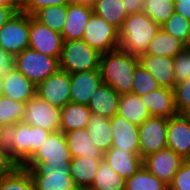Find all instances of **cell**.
Instances as JSON below:
<instances>
[{
	"instance_id": "1",
	"label": "cell",
	"mask_w": 190,
	"mask_h": 190,
	"mask_svg": "<svg viewBox=\"0 0 190 190\" xmlns=\"http://www.w3.org/2000/svg\"><path fill=\"white\" fill-rule=\"evenodd\" d=\"M138 64V56L120 48L103 53L99 66L102 83L119 95L132 93L134 71Z\"/></svg>"
},
{
	"instance_id": "2",
	"label": "cell",
	"mask_w": 190,
	"mask_h": 190,
	"mask_svg": "<svg viewBox=\"0 0 190 190\" xmlns=\"http://www.w3.org/2000/svg\"><path fill=\"white\" fill-rule=\"evenodd\" d=\"M50 133L38 126L18 122L7 128L5 148L18 166H24L39 150Z\"/></svg>"
},
{
	"instance_id": "3",
	"label": "cell",
	"mask_w": 190,
	"mask_h": 190,
	"mask_svg": "<svg viewBox=\"0 0 190 190\" xmlns=\"http://www.w3.org/2000/svg\"><path fill=\"white\" fill-rule=\"evenodd\" d=\"M160 29L161 26L143 11L129 14L119 30V48L140 56Z\"/></svg>"
},
{
	"instance_id": "4",
	"label": "cell",
	"mask_w": 190,
	"mask_h": 190,
	"mask_svg": "<svg viewBox=\"0 0 190 190\" xmlns=\"http://www.w3.org/2000/svg\"><path fill=\"white\" fill-rule=\"evenodd\" d=\"M101 53L89 46L83 39L63 41L59 69L75 73L99 70Z\"/></svg>"
},
{
	"instance_id": "5",
	"label": "cell",
	"mask_w": 190,
	"mask_h": 190,
	"mask_svg": "<svg viewBox=\"0 0 190 190\" xmlns=\"http://www.w3.org/2000/svg\"><path fill=\"white\" fill-rule=\"evenodd\" d=\"M60 57L43 55L28 47L14 56V68L35 86L59 69Z\"/></svg>"
},
{
	"instance_id": "6",
	"label": "cell",
	"mask_w": 190,
	"mask_h": 190,
	"mask_svg": "<svg viewBox=\"0 0 190 190\" xmlns=\"http://www.w3.org/2000/svg\"><path fill=\"white\" fill-rule=\"evenodd\" d=\"M23 167L30 172L34 190H68L75 186L69 166L27 162Z\"/></svg>"
},
{
	"instance_id": "7",
	"label": "cell",
	"mask_w": 190,
	"mask_h": 190,
	"mask_svg": "<svg viewBox=\"0 0 190 190\" xmlns=\"http://www.w3.org/2000/svg\"><path fill=\"white\" fill-rule=\"evenodd\" d=\"M0 47L13 57L29 47V14L17 10L0 28Z\"/></svg>"
},
{
	"instance_id": "8",
	"label": "cell",
	"mask_w": 190,
	"mask_h": 190,
	"mask_svg": "<svg viewBox=\"0 0 190 190\" xmlns=\"http://www.w3.org/2000/svg\"><path fill=\"white\" fill-rule=\"evenodd\" d=\"M22 122L49 132L60 131L61 109L35 95L25 103Z\"/></svg>"
},
{
	"instance_id": "9",
	"label": "cell",
	"mask_w": 190,
	"mask_h": 190,
	"mask_svg": "<svg viewBox=\"0 0 190 190\" xmlns=\"http://www.w3.org/2000/svg\"><path fill=\"white\" fill-rule=\"evenodd\" d=\"M83 40L103 54L119 48V31L93 13L85 26Z\"/></svg>"
},
{
	"instance_id": "10",
	"label": "cell",
	"mask_w": 190,
	"mask_h": 190,
	"mask_svg": "<svg viewBox=\"0 0 190 190\" xmlns=\"http://www.w3.org/2000/svg\"><path fill=\"white\" fill-rule=\"evenodd\" d=\"M168 118L149 117L139 125V153L141 158L167 148Z\"/></svg>"
},
{
	"instance_id": "11",
	"label": "cell",
	"mask_w": 190,
	"mask_h": 190,
	"mask_svg": "<svg viewBox=\"0 0 190 190\" xmlns=\"http://www.w3.org/2000/svg\"><path fill=\"white\" fill-rule=\"evenodd\" d=\"M70 94V74L61 69L36 86L37 96L60 109L70 102Z\"/></svg>"
},
{
	"instance_id": "12",
	"label": "cell",
	"mask_w": 190,
	"mask_h": 190,
	"mask_svg": "<svg viewBox=\"0 0 190 190\" xmlns=\"http://www.w3.org/2000/svg\"><path fill=\"white\" fill-rule=\"evenodd\" d=\"M63 39L61 33L51 30L29 15V47L46 56L60 57Z\"/></svg>"
},
{
	"instance_id": "13",
	"label": "cell",
	"mask_w": 190,
	"mask_h": 190,
	"mask_svg": "<svg viewBox=\"0 0 190 190\" xmlns=\"http://www.w3.org/2000/svg\"><path fill=\"white\" fill-rule=\"evenodd\" d=\"M72 160L65 135L61 131L51 132L48 138L28 162H43L46 165L69 166Z\"/></svg>"
},
{
	"instance_id": "14",
	"label": "cell",
	"mask_w": 190,
	"mask_h": 190,
	"mask_svg": "<svg viewBox=\"0 0 190 190\" xmlns=\"http://www.w3.org/2000/svg\"><path fill=\"white\" fill-rule=\"evenodd\" d=\"M184 161L170 148L150 154L143 158L142 165L167 185L172 181L181 163Z\"/></svg>"
},
{
	"instance_id": "15",
	"label": "cell",
	"mask_w": 190,
	"mask_h": 190,
	"mask_svg": "<svg viewBox=\"0 0 190 190\" xmlns=\"http://www.w3.org/2000/svg\"><path fill=\"white\" fill-rule=\"evenodd\" d=\"M167 148L184 160H190V120L183 114L168 118Z\"/></svg>"
},
{
	"instance_id": "16",
	"label": "cell",
	"mask_w": 190,
	"mask_h": 190,
	"mask_svg": "<svg viewBox=\"0 0 190 190\" xmlns=\"http://www.w3.org/2000/svg\"><path fill=\"white\" fill-rule=\"evenodd\" d=\"M70 81V102L80 105H88L92 95L102 84L100 70L70 73Z\"/></svg>"
},
{
	"instance_id": "17",
	"label": "cell",
	"mask_w": 190,
	"mask_h": 190,
	"mask_svg": "<svg viewBox=\"0 0 190 190\" xmlns=\"http://www.w3.org/2000/svg\"><path fill=\"white\" fill-rule=\"evenodd\" d=\"M93 14L92 5L70 2L61 32L63 41L83 39L85 26Z\"/></svg>"
},
{
	"instance_id": "18",
	"label": "cell",
	"mask_w": 190,
	"mask_h": 190,
	"mask_svg": "<svg viewBox=\"0 0 190 190\" xmlns=\"http://www.w3.org/2000/svg\"><path fill=\"white\" fill-rule=\"evenodd\" d=\"M113 134L112 147L139 153V125L116 114L110 119Z\"/></svg>"
},
{
	"instance_id": "19",
	"label": "cell",
	"mask_w": 190,
	"mask_h": 190,
	"mask_svg": "<svg viewBox=\"0 0 190 190\" xmlns=\"http://www.w3.org/2000/svg\"><path fill=\"white\" fill-rule=\"evenodd\" d=\"M139 63L144 67L159 83L161 87L174 89V58L166 56H156L143 53L138 56Z\"/></svg>"
},
{
	"instance_id": "20",
	"label": "cell",
	"mask_w": 190,
	"mask_h": 190,
	"mask_svg": "<svg viewBox=\"0 0 190 190\" xmlns=\"http://www.w3.org/2000/svg\"><path fill=\"white\" fill-rule=\"evenodd\" d=\"M153 117L170 118L178 114L175 107L174 90L160 87L140 97Z\"/></svg>"
},
{
	"instance_id": "21",
	"label": "cell",
	"mask_w": 190,
	"mask_h": 190,
	"mask_svg": "<svg viewBox=\"0 0 190 190\" xmlns=\"http://www.w3.org/2000/svg\"><path fill=\"white\" fill-rule=\"evenodd\" d=\"M36 95V86L16 68L3 78V96L26 103Z\"/></svg>"
},
{
	"instance_id": "22",
	"label": "cell",
	"mask_w": 190,
	"mask_h": 190,
	"mask_svg": "<svg viewBox=\"0 0 190 190\" xmlns=\"http://www.w3.org/2000/svg\"><path fill=\"white\" fill-rule=\"evenodd\" d=\"M103 160L125 180L130 178L142 166L143 161L140 153H133L130 150H121L114 147L104 152Z\"/></svg>"
},
{
	"instance_id": "23",
	"label": "cell",
	"mask_w": 190,
	"mask_h": 190,
	"mask_svg": "<svg viewBox=\"0 0 190 190\" xmlns=\"http://www.w3.org/2000/svg\"><path fill=\"white\" fill-rule=\"evenodd\" d=\"M120 95L107 84L102 83L87 105L90 112L111 119L118 112Z\"/></svg>"
},
{
	"instance_id": "24",
	"label": "cell",
	"mask_w": 190,
	"mask_h": 190,
	"mask_svg": "<svg viewBox=\"0 0 190 190\" xmlns=\"http://www.w3.org/2000/svg\"><path fill=\"white\" fill-rule=\"evenodd\" d=\"M72 157L86 156L94 160H103L104 152L90 143L86 128L64 133Z\"/></svg>"
},
{
	"instance_id": "25",
	"label": "cell",
	"mask_w": 190,
	"mask_h": 190,
	"mask_svg": "<svg viewBox=\"0 0 190 190\" xmlns=\"http://www.w3.org/2000/svg\"><path fill=\"white\" fill-rule=\"evenodd\" d=\"M90 143L106 152L112 147L113 134L111 131L110 119L91 113L86 127Z\"/></svg>"
},
{
	"instance_id": "26",
	"label": "cell",
	"mask_w": 190,
	"mask_h": 190,
	"mask_svg": "<svg viewBox=\"0 0 190 190\" xmlns=\"http://www.w3.org/2000/svg\"><path fill=\"white\" fill-rule=\"evenodd\" d=\"M117 114L137 125L151 117L140 96L133 93L120 95Z\"/></svg>"
},
{
	"instance_id": "27",
	"label": "cell",
	"mask_w": 190,
	"mask_h": 190,
	"mask_svg": "<svg viewBox=\"0 0 190 190\" xmlns=\"http://www.w3.org/2000/svg\"><path fill=\"white\" fill-rule=\"evenodd\" d=\"M92 9L95 15L104 19L118 31L129 15L125 10L123 0H95Z\"/></svg>"
},
{
	"instance_id": "28",
	"label": "cell",
	"mask_w": 190,
	"mask_h": 190,
	"mask_svg": "<svg viewBox=\"0 0 190 190\" xmlns=\"http://www.w3.org/2000/svg\"><path fill=\"white\" fill-rule=\"evenodd\" d=\"M91 112L87 105L69 102L61 109L60 131L67 133L72 130L86 128Z\"/></svg>"
},
{
	"instance_id": "29",
	"label": "cell",
	"mask_w": 190,
	"mask_h": 190,
	"mask_svg": "<svg viewBox=\"0 0 190 190\" xmlns=\"http://www.w3.org/2000/svg\"><path fill=\"white\" fill-rule=\"evenodd\" d=\"M100 162L101 160L90 159L86 156L72 157L69 170L75 185L89 188L97 173Z\"/></svg>"
},
{
	"instance_id": "30",
	"label": "cell",
	"mask_w": 190,
	"mask_h": 190,
	"mask_svg": "<svg viewBox=\"0 0 190 190\" xmlns=\"http://www.w3.org/2000/svg\"><path fill=\"white\" fill-rule=\"evenodd\" d=\"M187 46L169 33L160 29L155 37L150 41L146 54L156 56L175 57Z\"/></svg>"
},
{
	"instance_id": "31",
	"label": "cell",
	"mask_w": 190,
	"mask_h": 190,
	"mask_svg": "<svg viewBox=\"0 0 190 190\" xmlns=\"http://www.w3.org/2000/svg\"><path fill=\"white\" fill-rule=\"evenodd\" d=\"M126 180L117 174L105 161L101 160L89 190H125Z\"/></svg>"
},
{
	"instance_id": "32",
	"label": "cell",
	"mask_w": 190,
	"mask_h": 190,
	"mask_svg": "<svg viewBox=\"0 0 190 190\" xmlns=\"http://www.w3.org/2000/svg\"><path fill=\"white\" fill-rule=\"evenodd\" d=\"M125 190H168V185L142 165L130 178L126 179Z\"/></svg>"
},
{
	"instance_id": "33",
	"label": "cell",
	"mask_w": 190,
	"mask_h": 190,
	"mask_svg": "<svg viewBox=\"0 0 190 190\" xmlns=\"http://www.w3.org/2000/svg\"><path fill=\"white\" fill-rule=\"evenodd\" d=\"M67 5H53L38 10L33 17L51 30L61 33L66 21Z\"/></svg>"
},
{
	"instance_id": "34",
	"label": "cell",
	"mask_w": 190,
	"mask_h": 190,
	"mask_svg": "<svg viewBox=\"0 0 190 190\" xmlns=\"http://www.w3.org/2000/svg\"><path fill=\"white\" fill-rule=\"evenodd\" d=\"M0 190H34L28 169L17 166L11 173L0 178Z\"/></svg>"
},
{
	"instance_id": "35",
	"label": "cell",
	"mask_w": 190,
	"mask_h": 190,
	"mask_svg": "<svg viewBox=\"0 0 190 190\" xmlns=\"http://www.w3.org/2000/svg\"><path fill=\"white\" fill-rule=\"evenodd\" d=\"M25 112V103L13 101L12 99L0 97V123L9 128L15 123L22 122Z\"/></svg>"
},
{
	"instance_id": "36",
	"label": "cell",
	"mask_w": 190,
	"mask_h": 190,
	"mask_svg": "<svg viewBox=\"0 0 190 190\" xmlns=\"http://www.w3.org/2000/svg\"><path fill=\"white\" fill-rule=\"evenodd\" d=\"M161 29L190 47V20L176 11L161 25Z\"/></svg>"
},
{
	"instance_id": "37",
	"label": "cell",
	"mask_w": 190,
	"mask_h": 190,
	"mask_svg": "<svg viewBox=\"0 0 190 190\" xmlns=\"http://www.w3.org/2000/svg\"><path fill=\"white\" fill-rule=\"evenodd\" d=\"M174 0H144L142 11L160 26L175 12Z\"/></svg>"
},
{
	"instance_id": "38",
	"label": "cell",
	"mask_w": 190,
	"mask_h": 190,
	"mask_svg": "<svg viewBox=\"0 0 190 190\" xmlns=\"http://www.w3.org/2000/svg\"><path fill=\"white\" fill-rule=\"evenodd\" d=\"M132 93L143 96L161 86L158 81L139 63L134 71Z\"/></svg>"
},
{
	"instance_id": "39",
	"label": "cell",
	"mask_w": 190,
	"mask_h": 190,
	"mask_svg": "<svg viewBox=\"0 0 190 190\" xmlns=\"http://www.w3.org/2000/svg\"><path fill=\"white\" fill-rule=\"evenodd\" d=\"M175 83L190 78V47H186L174 57Z\"/></svg>"
},
{
	"instance_id": "40",
	"label": "cell",
	"mask_w": 190,
	"mask_h": 190,
	"mask_svg": "<svg viewBox=\"0 0 190 190\" xmlns=\"http://www.w3.org/2000/svg\"><path fill=\"white\" fill-rule=\"evenodd\" d=\"M173 90L176 110L178 114H182L190 107V78L176 83Z\"/></svg>"
},
{
	"instance_id": "41",
	"label": "cell",
	"mask_w": 190,
	"mask_h": 190,
	"mask_svg": "<svg viewBox=\"0 0 190 190\" xmlns=\"http://www.w3.org/2000/svg\"><path fill=\"white\" fill-rule=\"evenodd\" d=\"M168 190H190V160H184L172 181L168 184Z\"/></svg>"
},
{
	"instance_id": "42",
	"label": "cell",
	"mask_w": 190,
	"mask_h": 190,
	"mask_svg": "<svg viewBox=\"0 0 190 190\" xmlns=\"http://www.w3.org/2000/svg\"><path fill=\"white\" fill-rule=\"evenodd\" d=\"M70 2L71 0H29L21 10L33 16L38 10L42 8L53 5H68Z\"/></svg>"
},
{
	"instance_id": "43",
	"label": "cell",
	"mask_w": 190,
	"mask_h": 190,
	"mask_svg": "<svg viewBox=\"0 0 190 190\" xmlns=\"http://www.w3.org/2000/svg\"><path fill=\"white\" fill-rule=\"evenodd\" d=\"M17 166L10 158L5 144H0V178L11 173Z\"/></svg>"
},
{
	"instance_id": "44",
	"label": "cell",
	"mask_w": 190,
	"mask_h": 190,
	"mask_svg": "<svg viewBox=\"0 0 190 190\" xmlns=\"http://www.w3.org/2000/svg\"><path fill=\"white\" fill-rule=\"evenodd\" d=\"M14 57L0 47V75H7L14 67Z\"/></svg>"
},
{
	"instance_id": "45",
	"label": "cell",
	"mask_w": 190,
	"mask_h": 190,
	"mask_svg": "<svg viewBox=\"0 0 190 190\" xmlns=\"http://www.w3.org/2000/svg\"><path fill=\"white\" fill-rule=\"evenodd\" d=\"M174 6L177 13L190 20V0H175Z\"/></svg>"
},
{
	"instance_id": "46",
	"label": "cell",
	"mask_w": 190,
	"mask_h": 190,
	"mask_svg": "<svg viewBox=\"0 0 190 190\" xmlns=\"http://www.w3.org/2000/svg\"><path fill=\"white\" fill-rule=\"evenodd\" d=\"M144 0H123L125 10L128 14L142 11Z\"/></svg>"
},
{
	"instance_id": "47",
	"label": "cell",
	"mask_w": 190,
	"mask_h": 190,
	"mask_svg": "<svg viewBox=\"0 0 190 190\" xmlns=\"http://www.w3.org/2000/svg\"><path fill=\"white\" fill-rule=\"evenodd\" d=\"M16 7H0V28L7 22L17 11Z\"/></svg>"
},
{
	"instance_id": "48",
	"label": "cell",
	"mask_w": 190,
	"mask_h": 190,
	"mask_svg": "<svg viewBox=\"0 0 190 190\" xmlns=\"http://www.w3.org/2000/svg\"><path fill=\"white\" fill-rule=\"evenodd\" d=\"M7 128L0 123V144H5Z\"/></svg>"
},
{
	"instance_id": "49",
	"label": "cell",
	"mask_w": 190,
	"mask_h": 190,
	"mask_svg": "<svg viewBox=\"0 0 190 190\" xmlns=\"http://www.w3.org/2000/svg\"><path fill=\"white\" fill-rule=\"evenodd\" d=\"M29 0H14V7H16L18 10H21Z\"/></svg>"
},
{
	"instance_id": "50",
	"label": "cell",
	"mask_w": 190,
	"mask_h": 190,
	"mask_svg": "<svg viewBox=\"0 0 190 190\" xmlns=\"http://www.w3.org/2000/svg\"><path fill=\"white\" fill-rule=\"evenodd\" d=\"M74 3H82L92 5L95 0H71Z\"/></svg>"
},
{
	"instance_id": "51",
	"label": "cell",
	"mask_w": 190,
	"mask_h": 190,
	"mask_svg": "<svg viewBox=\"0 0 190 190\" xmlns=\"http://www.w3.org/2000/svg\"><path fill=\"white\" fill-rule=\"evenodd\" d=\"M0 7H14L8 0H0Z\"/></svg>"
},
{
	"instance_id": "52",
	"label": "cell",
	"mask_w": 190,
	"mask_h": 190,
	"mask_svg": "<svg viewBox=\"0 0 190 190\" xmlns=\"http://www.w3.org/2000/svg\"><path fill=\"white\" fill-rule=\"evenodd\" d=\"M3 78L4 76L0 75V97L3 96Z\"/></svg>"
},
{
	"instance_id": "53",
	"label": "cell",
	"mask_w": 190,
	"mask_h": 190,
	"mask_svg": "<svg viewBox=\"0 0 190 190\" xmlns=\"http://www.w3.org/2000/svg\"><path fill=\"white\" fill-rule=\"evenodd\" d=\"M182 114H183L187 119L190 120V107H188Z\"/></svg>"
},
{
	"instance_id": "54",
	"label": "cell",
	"mask_w": 190,
	"mask_h": 190,
	"mask_svg": "<svg viewBox=\"0 0 190 190\" xmlns=\"http://www.w3.org/2000/svg\"><path fill=\"white\" fill-rule=\"evenodd\" d=\"M68 190H88V188L75 185V186H73L72 188H70Z\"/></svg>"
},
{
	"instance_id": "55",
	"label": "cell",
	"mask_w": 190,
	"mask_h": 190,
	"mask_svg": "<svg viewBox=\"0 0 190 190\" xmlns=\"http://www.w3.org/2000/svg\"><path fill=\"white\" fill-rule=\"evenodd\" d=\"M14 6V0H8Z\"/></svg>"
}]
</instances>
